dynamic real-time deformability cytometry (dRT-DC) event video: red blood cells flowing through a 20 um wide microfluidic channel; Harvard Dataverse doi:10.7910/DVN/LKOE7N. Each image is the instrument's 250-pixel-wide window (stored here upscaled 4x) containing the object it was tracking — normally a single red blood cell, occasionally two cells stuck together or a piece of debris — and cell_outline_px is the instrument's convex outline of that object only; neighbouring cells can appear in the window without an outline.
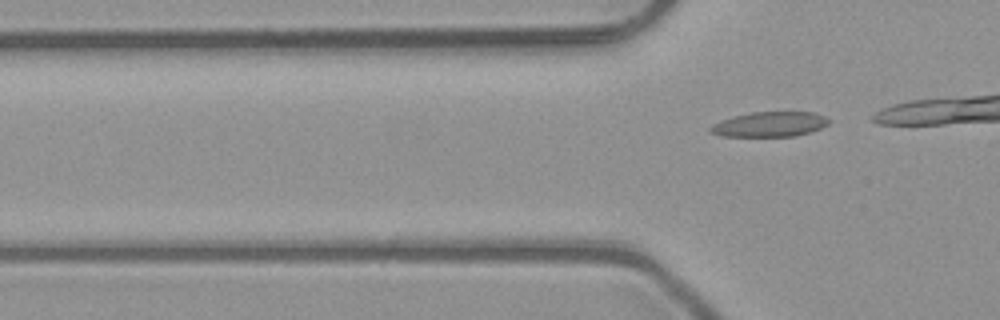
{"species": "common noctule bat (a hibernating species)", "species_latin": "Nyctalus noctula", "temperature_condition": "room temperature", "stored_images_in_passage": 6, "camera_frame_rate_fps": 3000, "um_per_image_px": 0.085, "animal": {"sex": "male", "body_mass_g": 23.1, "forearm_length_mm": 52.7}, "frame": {"image": 1, "passage_image": 6, "time_ms": 1.667, "image_size_px": [1000, 320], "cell_outline_px": [[832, 120], [828, 124], [812, 132], [796, 136], [720, 136], [712, 132], [708, 128], [712, 124], [720, 120], [752, 112], [816, 112]], "centroid_in_image_um": [65.46, 10.56], "position_along_channel_um": 60.3, "area_um2": 17.28}}